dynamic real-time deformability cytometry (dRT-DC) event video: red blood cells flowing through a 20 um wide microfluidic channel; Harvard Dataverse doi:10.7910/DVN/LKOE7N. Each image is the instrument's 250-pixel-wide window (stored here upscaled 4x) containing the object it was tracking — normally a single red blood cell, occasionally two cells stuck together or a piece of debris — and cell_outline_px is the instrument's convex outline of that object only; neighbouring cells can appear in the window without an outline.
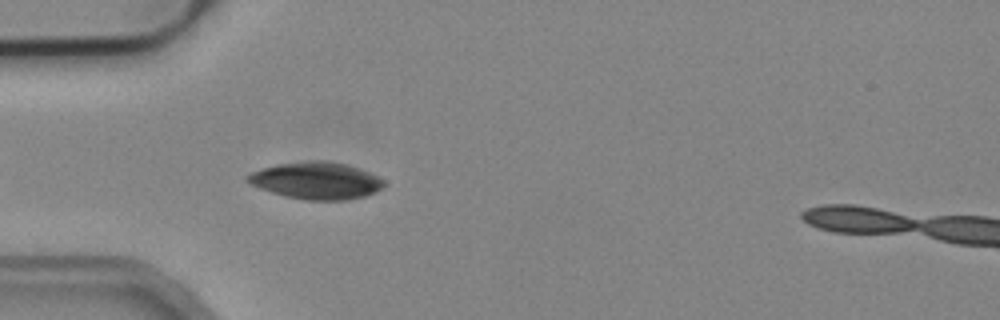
{"species": "common noctule bat (a hibernating species)", "species_latin": "Nyctalus noctula", "temperature_condition": "cold", "stored_images_in_passage": 21, "camera_frame_rate_fps": 3000, "um_per_image_px": 0.085, "animal": {"sex": "male", "body_mass_g": 19.2, "forearm_length_mm": 51.8}, "frame": {"image": 1, "passage_image": 4, "time_ms": 1.0, "image_size_px": [1000, 320], "cell_outline_px": [[384, 184], [376, 192], [364, 196], [348, 200], [304, 200], [284, 196], [260, 188], [244, 180], [244, 176], [252, 172], [276, 164], [312, 160], [324, 160], [348, 164], [368, 172], [384, 180]], "centroid_in_image_um": [26.86, 15.35], "position_along_channel_um": 58.1, "area_um2": 29.42}}